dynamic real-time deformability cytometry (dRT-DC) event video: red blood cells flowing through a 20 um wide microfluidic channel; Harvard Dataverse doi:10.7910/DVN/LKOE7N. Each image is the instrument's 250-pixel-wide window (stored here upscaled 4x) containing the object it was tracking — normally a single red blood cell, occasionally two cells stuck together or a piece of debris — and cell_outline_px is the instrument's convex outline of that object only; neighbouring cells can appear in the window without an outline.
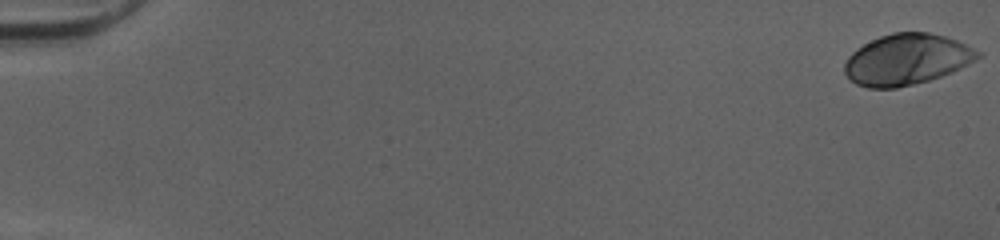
{"species": "human", "species_latin": "Homo sapiens", "temperature_condition": "cold", "stored_images_in_passage": 52, "camera_frame_rate_fps": 3000, "um_per_image_px": 0.085, "donor": {"sex": "female"}, "frame": {"image": 1, "passage_image": 1, "time_ms": 0.0, "image_size_px": [1000, 240], "cell_outline_px": [[984, 56], [952, 72], [928, 80], [896, 88], [868, 88], [856, 84], [844, 72], [844, 64], [848, 56], [856, 48], [880, 36], [892, 32], [928, 32], [944, 36], [956, 40], [980, 52]], "centroid_in_image_um": [77.06, 5.05], "position_along_channel_um": 7.9, "area_um2": 39.36}}
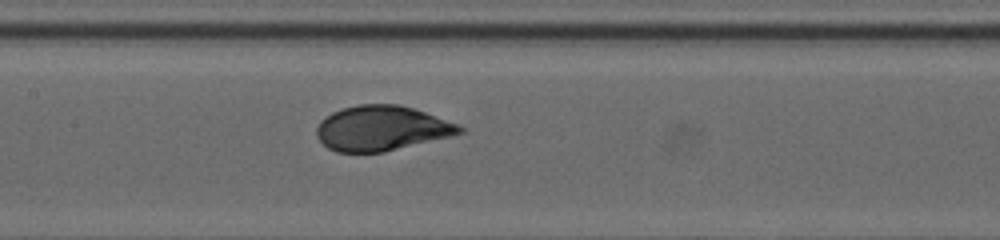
{"frame": {"image": 2, "passage_image": 27, "time_ms": 8.667, "image_size_px": [1000, 240], "cell_outline_px": [[464, 132], [384, 152], [336, 152], [328, 148], [316, 136], [316, 128], [320, 120], [332, 112], [340, 108], [360, 104], [396, 104], [412, 108], [460, 124], [464, 128]], "centroid_in_image_um": [32.4, 10.89], "position_along_channel_um": 175.0, "area_um2": 37.28}}
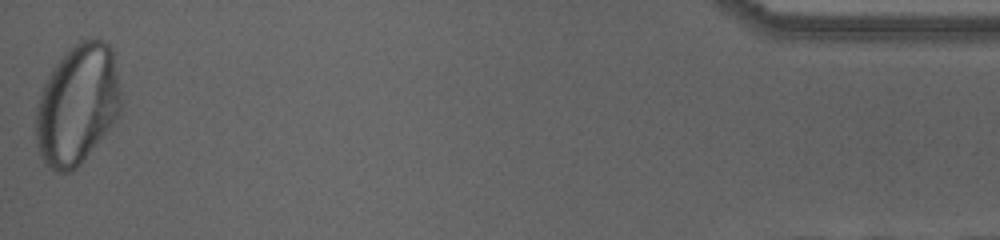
{"frame": {"image": 3, "passage_image": 52, "time_ms": 17.0, "image_size_px": [1000, 240], "cell_outline_px": [[124, 100], [120, 116], [84, 160], [72, 172], [56, 172], [48, 168], [44, 164], [40, 156], [36, 144], [36, 108], [40, 92], [48, 76], [56, 64], [68, 48], [80, 40], [104, 40], [112, 48]], "centroid_in_image_um": [6.61, 8.91], "position_along_channel_um": 428.6, "area_um2": 60.52}, "authors_computed_cell_mechanics": {"area_um2": 38.437, "velocity_mm_per_s": 4.0333, "shape_relaxation_time_tau1_ms": 3.321, "shape_relaxation_time_tau2_ms": null, "deformation_change_tau1": 0.1771, "deformation_change_tau2": null}}